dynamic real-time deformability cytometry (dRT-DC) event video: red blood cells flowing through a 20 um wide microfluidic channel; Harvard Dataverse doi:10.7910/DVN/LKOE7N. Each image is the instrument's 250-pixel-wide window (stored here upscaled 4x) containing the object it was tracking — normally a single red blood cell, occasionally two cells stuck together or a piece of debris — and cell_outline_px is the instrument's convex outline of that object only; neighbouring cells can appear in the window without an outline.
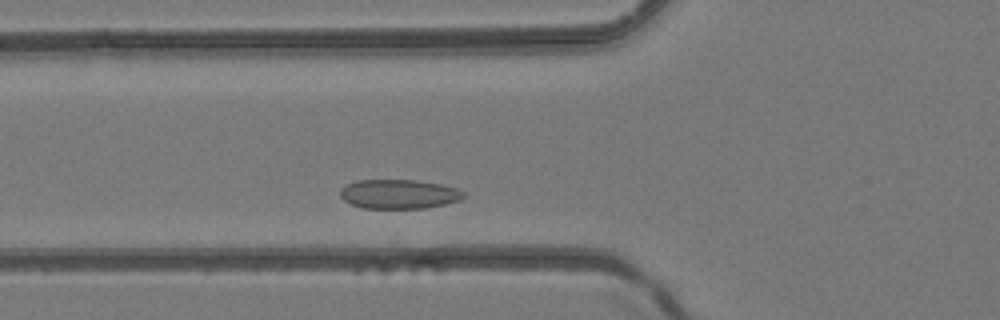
{"species": "common noctule bat (a hibernating species)", "species_latin": "Nyctalus noctula", "temperature_condition": "room temperature", "stored_images_in_passage": 34, "camera_frame_rate_fps": 3000, "um_per_image_px": 0.085, "animal": {"sex": "female", "body_mass_g": 24.6, "forearm_length_mm": 56.2}, "frame": {"image": 1, "passage_image": 11, "time_ms": 3.333, "image_size_px": [1000, 320], "cell_outline_px": [[464, 196], [460, 200], [444, 204], [424, 208], [364, 208], [352, 204], [344, 200], [340, 196], [340, 188], [356, 180], [416, 180], [440, 184], [456, 188], [464, 192]], "centroid_in_image_um": [33.89, 16.49], "position_along_channel_um": 91.9, "area_um2": 20.92}}
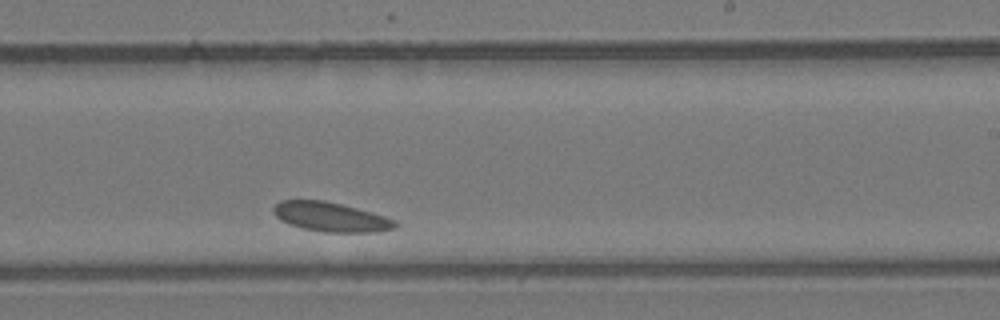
{"frame": {"image": 2, "passage_image": 24, "time_ms": 7.667, "image_size_px": [1000, 320], "cell_outline_px": [[400, 224], [396, 228], [376, 232], [324, 232], [300, 228], [288, 224], [280, 220], [272, 212], [272, 208], [280, 200], [324, 200], [372, 212], [396, 220]], "centroid_in_image_um": [28.11, 18.45], "position_along_channel_um": 260.9, "area_um2": 21.04}}
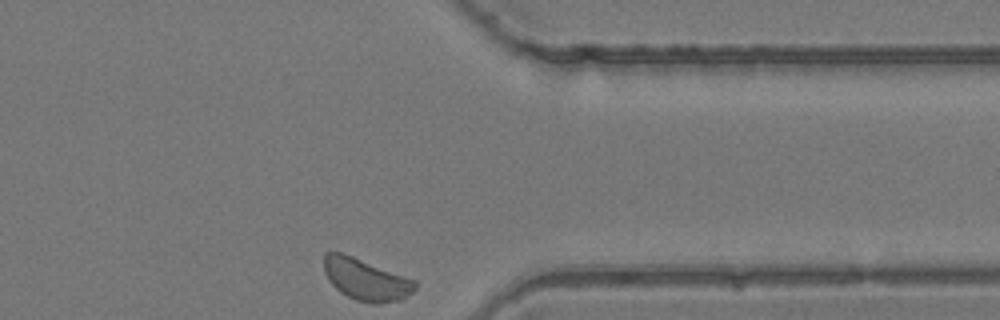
{"frame": {"image": 3, "passage_image": 34, "time_ms": 11.0, "image_size_px": [1000, 320], "cell_outline_px": [[416, 288], [412, 292], [400, 300], [376, 304], [372, 304], [356, 300], [340, 292], [328, 280], [324, 272], [324, 252], [340, 252], [352, 256], [416, 280]], "centroid_in_image_um": [31.09, 23.76], "position_along_channel_um": 380.3, "area_um2": 22.02}}